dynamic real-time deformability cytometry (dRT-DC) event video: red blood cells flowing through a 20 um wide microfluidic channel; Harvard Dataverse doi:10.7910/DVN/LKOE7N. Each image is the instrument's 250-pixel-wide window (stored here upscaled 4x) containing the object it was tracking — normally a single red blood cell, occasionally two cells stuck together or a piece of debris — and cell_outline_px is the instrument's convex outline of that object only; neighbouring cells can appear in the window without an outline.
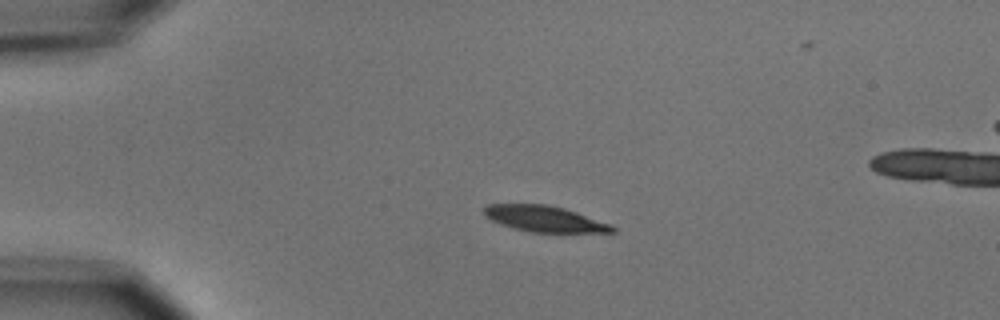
{"species": "common noctule bat (a hibernating species)", "species_latin": "Nyctalus noctula", "temperature_condition": "cold", "stored_images_in_passage": 3, "camera_frame_rate_fps": 3000, "um_per_image_px": 0.085, "animal": {"sex": "male", "body_mass_g": 15.6}, "frame": {"image": 1, "passage_image": 1, "time_ms": 0.0, "image_size_px": [1000, 320], "cell_outline_px": [[616, 232], [532, 232], [512, 228], [492, 220], [484, 216], [484, 208], [488, 204], [548, 204], [564, 208], [612, 224], [616, 228]], "centroid_in_image_um": [46.3, 18.59], "position_along_channel_um": 38.7, "area_um2": 19.36}}